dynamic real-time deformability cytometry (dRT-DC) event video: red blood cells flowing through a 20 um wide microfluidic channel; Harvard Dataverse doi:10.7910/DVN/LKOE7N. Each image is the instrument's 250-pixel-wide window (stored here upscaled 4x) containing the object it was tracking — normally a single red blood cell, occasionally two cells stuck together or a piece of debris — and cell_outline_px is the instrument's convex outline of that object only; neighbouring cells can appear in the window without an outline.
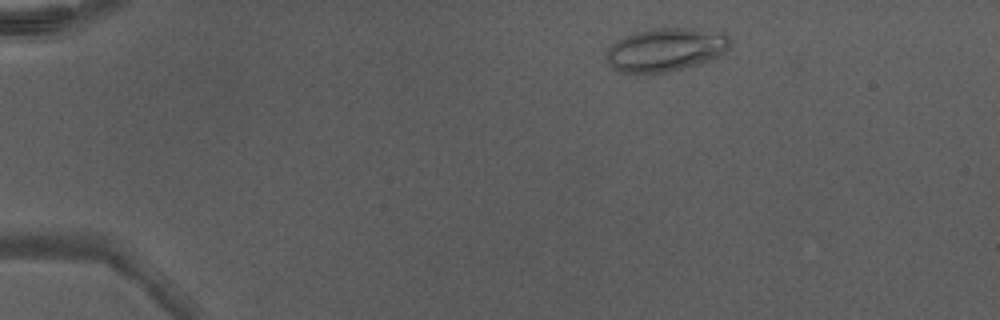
{"species": "Egyptian fruit bat (a non-hibernating species)", "species_latin": "Rousettus aegyptiacus", "temperature_condition": "warm", "stored_images_in_passage": 41, "camera_frame_rate_fps": 3000, "um_per_image_px": 0.085, "animal": {"sex": "male"}, "frame": {"image": 1, "passage_image": 1, "time_ms": 0.0, "image_size_px": [1000, 320], "cell_outline_px": [[728, 48], [724, 52], [708, 60], [696, 64], [668, 72], [620, 72], [612, 68], [608, 64], [608, 48], [616, 40], [632, 32], [652, 28], [692, 28], [724, 32], [728, 36]], "centroid_in_image_um": [56.55, 4.19], "position_along_channel_um": 28.5, "area_um2": 30.92}}
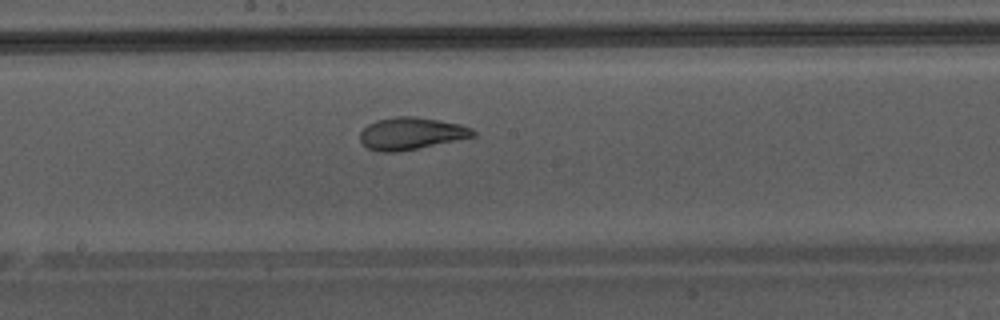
{"frame": {"image": 2, "passage_image": 20, "time_ms": 6.333, "image_size_px": [1000, 320], "cell_outline_px": [[476, 136], [396, 152], [380, 152], [368, 148], [360, 140], [360, 132], [368, 124], [376, 120], [396, 116], [412, 116], [460, 124], [472, 128], [476, 132]], "centroid_in_image_um": [34.93, 11.34], "position_along_channel_um": 213.3, "area_um2": 20.92}}
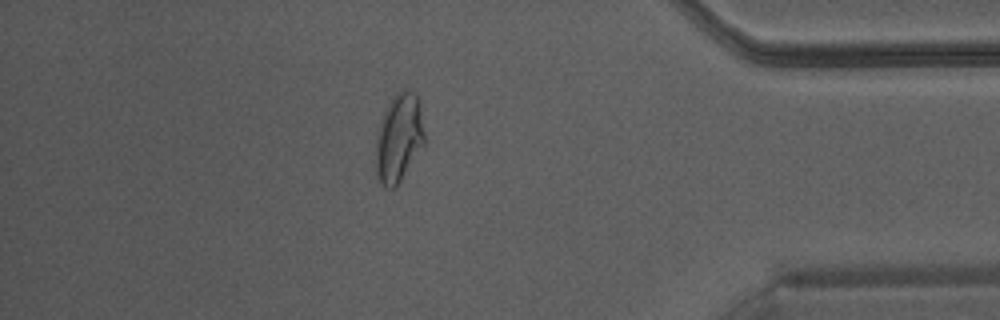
{"frame": {"image": 3, "passage_image": 35, "time_ms": 11.333, "image_size_px": [1000, 320], "cell_outline_px": [[424, 144], [400, 180], [392, 188], [388, 188], [380, 180], [376, 172], [376, 136], [384, 108], [392, 96], [404, 88], [408, 88], [420, 100], [424, 132]], "centroid_in_image_um": [33.9, 11.63], "position_along_channel_um": 401.3, "area_um2": 24.91}, "authors_computed_cell_mechanics": {"area_um2": 23.1778, "velocity_mm_per_s": 4.3349, "shape_relaxation_time_tau1_ms": null, "shape_relaxation_time_tau2_ms": 0.9904, "deformation_change_tau1": null, "deformation_change_tau2": 0.082}}